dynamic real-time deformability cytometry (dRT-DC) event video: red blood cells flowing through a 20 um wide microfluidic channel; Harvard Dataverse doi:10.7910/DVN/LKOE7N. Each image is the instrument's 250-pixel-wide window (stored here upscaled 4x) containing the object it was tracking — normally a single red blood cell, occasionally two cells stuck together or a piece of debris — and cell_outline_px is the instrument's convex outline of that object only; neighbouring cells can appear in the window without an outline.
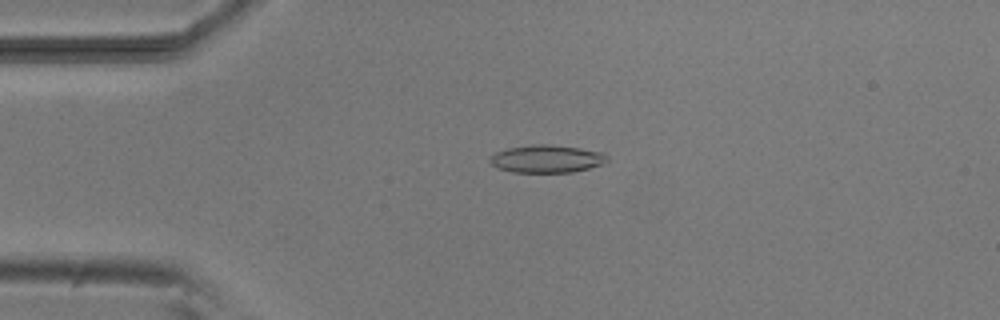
{"species": "common noctule bat (a hibernating species)", "species_latin": "Nyctalus noctula", "temperature_condition": "room temperature", "stored_images_in_passage": 5, "camera_frame_rate_fps": 3000, "um_per_image_px": 0.085, "animal": {"sex": "male", "body_mass_g": 20.5, "forearm_length_mm": 52.5}, "frame": {"image": 1, "passage_image": 3, "time_ms": 2.333, "image_size_px": [1000, 320], "cell_outline_px": [[608, 160], [604, 164], [572, 172], [512, 172], [496, 168], [488, 160], [496, 152], [508, 148], [532, 144], [548, 144], [580, 148], [604, 152], [608, 156]], "centroid_in_image_um": [46.49, 13.5], "position_along_channel_um": 38.5, "area_um2": 19.02}}
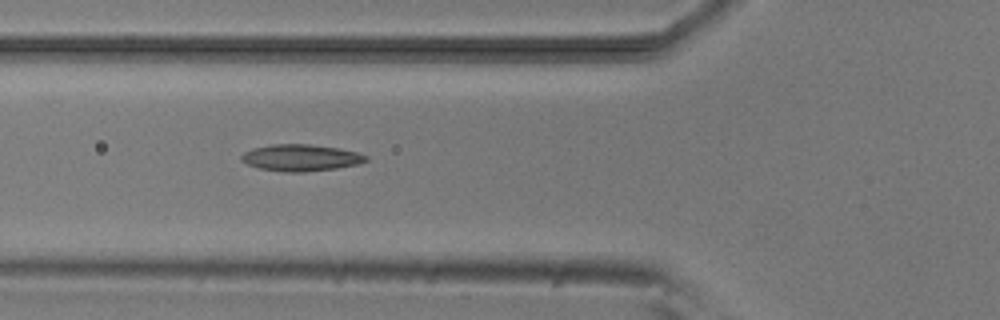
{"frame": {"image": 2, "passage_image": 5, "time_ms": 4.667, "image_size_px": [1000, 320], "cell_outline_px": [[368, 160], [360, 164], [336, 168], [304, 172], [284, 172], [260, 168], [248, 164], [240, 160], [240, 156], [244, 152], [252, 148], [272, 144], [308, 144], [340, 148], [360, 152], [368, 156]], "centroid_in_image_um": [25.6, 13.4], "position_along_channel_um": 100.2, "area_um2": 19.54}}